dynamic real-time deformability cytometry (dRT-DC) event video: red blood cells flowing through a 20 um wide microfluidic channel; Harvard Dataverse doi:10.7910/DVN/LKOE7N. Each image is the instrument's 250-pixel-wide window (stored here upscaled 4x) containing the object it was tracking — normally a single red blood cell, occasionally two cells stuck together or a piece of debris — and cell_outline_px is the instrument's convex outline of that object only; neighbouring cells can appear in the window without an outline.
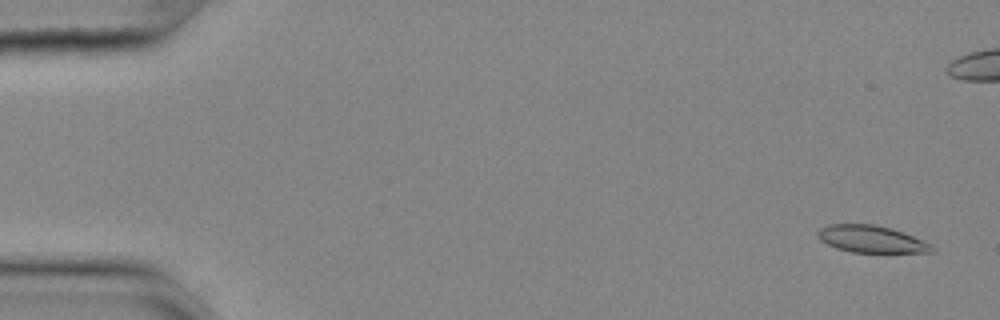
{"species": "common noctule bat (a hibernating species)", "species_latin": "Nyctalus noctula", "temperature_condition": "cold", "stored_images_in_passage": 52, "camera_frame_rate_fps": 3000, "um_per_image_px": 0.085, "animal": {"sex": "female", "body_mass_g": 25.1}, "frame": {"image": 1, "passage_image": 2, "time_ms": 0.333, "image_size_px": [1000, 320], "cell_outline_px": [[936, 248], [932, 252], [852, 252], [836, 248], [820, 240], [816, 232], [820, 228], [828, 224], [872, 224], [892, 228], [904, 232], [932, 244]], "centroid_in_image_um": [74.07, 20.31], "position_along_channel_um": 10.9, "area_um2": 18.03}}
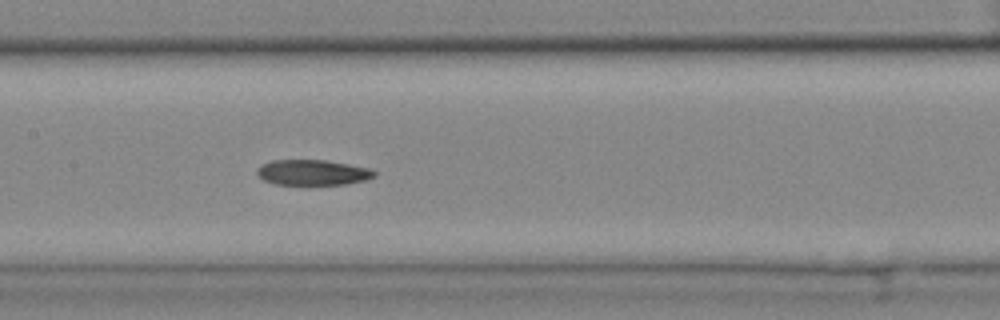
{"frame": {"image": 2, "passage_image": 27, "time_ms": 8.667, "image_size_px": [1000, 320], "cell_outline_px": [[376, 176], [364, 180], [344, 184], [276, 184], [264, 180], [256, 172], [256, 168], [260, 164], [272, 160], [328, 160], [368, 168], [376, 172]], "centroid_in_image_um": [26.55, 14.65], "position_along_channel_um": 180.9, "area_um2": 17.28}}
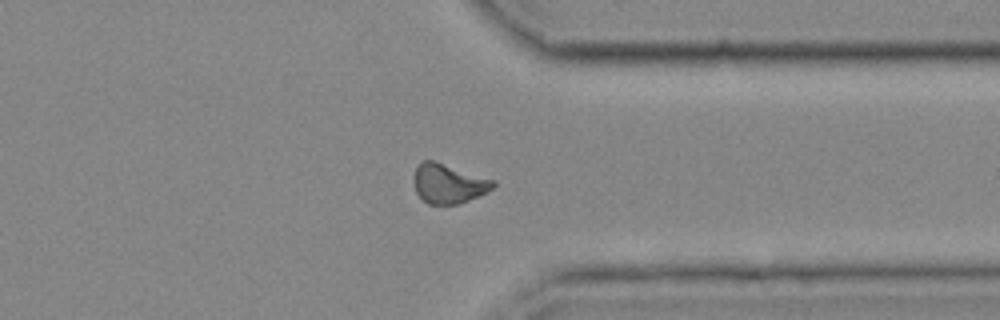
{"frame": {"image": 3, "passage_image": 43, "time_ms": 14.0, "image_size_px": [1000, 320], "cell_outline_px": [[496, 184], [492, 188], [468, 200], [456, 204], [428, 204], [416, 192], [416, 168], [424, 160], [432, 160], [496, 180]], "centroid_in_image_um": [38.15, 15.6], "position_along_channel_um": 373.2, "area_um2": 17.63}}